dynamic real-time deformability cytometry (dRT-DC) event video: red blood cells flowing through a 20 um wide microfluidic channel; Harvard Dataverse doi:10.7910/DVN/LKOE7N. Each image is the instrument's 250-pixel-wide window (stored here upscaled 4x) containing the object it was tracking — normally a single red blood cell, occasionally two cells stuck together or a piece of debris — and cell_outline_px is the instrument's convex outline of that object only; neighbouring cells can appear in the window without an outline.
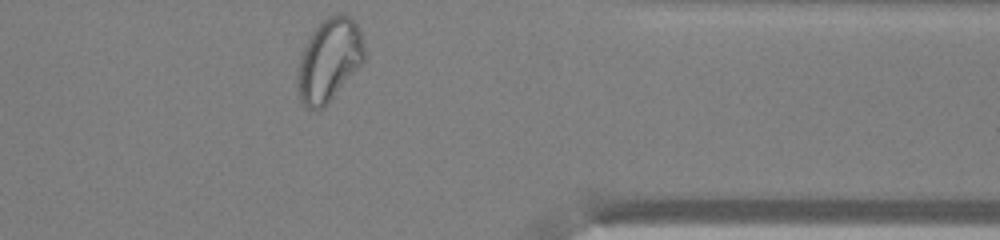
{"species": "common noctule bat (a hibernating species)", "species_latin": "Nyctalus noctula", "temperature_condition": "warm", "stored_images_in_passage": 30, "camera_frame_rate_fps": 3000, "um_per_image_px": 0.085, "animal": {"sex": "male", "body_mass_g": 13.0, "forearm_length_mm": 53.1}, "frame": {"image": 1, "passage_image": 30, "time_ms": 9.667, "image_size_px": [1000, 240], "cell_outline_px": [[364, 60], [328, 104], [320, 108], [308, 108], [300, 100], [296, 84], [296, 68], [300, 52], [308, 36], [328, 16], [336, 12], [340, 12], [348, 16], [356, 24], [360, 32], [364, 44]], "centroid_in_image_um": [27.92, 5.09], "position_along_channel_um": 383.5, "area_um2": 32.43}}